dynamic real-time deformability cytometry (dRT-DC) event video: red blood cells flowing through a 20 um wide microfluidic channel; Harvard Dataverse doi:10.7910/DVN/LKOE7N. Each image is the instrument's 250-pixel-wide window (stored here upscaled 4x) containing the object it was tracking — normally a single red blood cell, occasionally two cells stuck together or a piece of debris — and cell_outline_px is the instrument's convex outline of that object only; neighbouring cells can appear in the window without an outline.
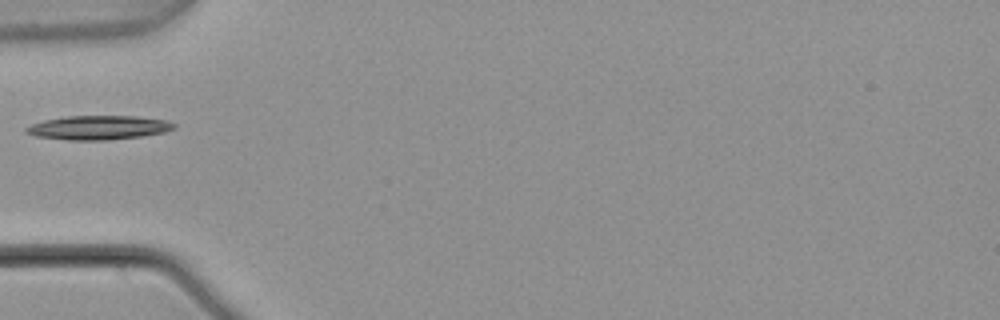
{"species": "common noctule bat (a hibernating species)", "species_latin": "Nyctalus noctula", "temperature_condition": "warm", "stored_images_in_passage": 1, "camera_frame_rate_fps": 3000, "um_per_image_px": 0.085, "animal": {"sex": "male", "body_mass_g": 21.5, "forearm_length_mm": 52.0}, "frame": {"image": 1, "passage_image": 1, "time_ms": 0.0, "image_size_px": [1000, 320], "cell_outline_px": [[176, 128], [164, 132], [140, 136], [104, 140], [68, 140], [36, 136], [24, 132], [24, 128], [32, 124], [44, 120], [68, 116], [136, 116], [168, 120], [176, 124]], "centroid_in_image_um": [8.38, 10.84], "position_along_channel_um": 76.6, "area_um2": 20.69}}